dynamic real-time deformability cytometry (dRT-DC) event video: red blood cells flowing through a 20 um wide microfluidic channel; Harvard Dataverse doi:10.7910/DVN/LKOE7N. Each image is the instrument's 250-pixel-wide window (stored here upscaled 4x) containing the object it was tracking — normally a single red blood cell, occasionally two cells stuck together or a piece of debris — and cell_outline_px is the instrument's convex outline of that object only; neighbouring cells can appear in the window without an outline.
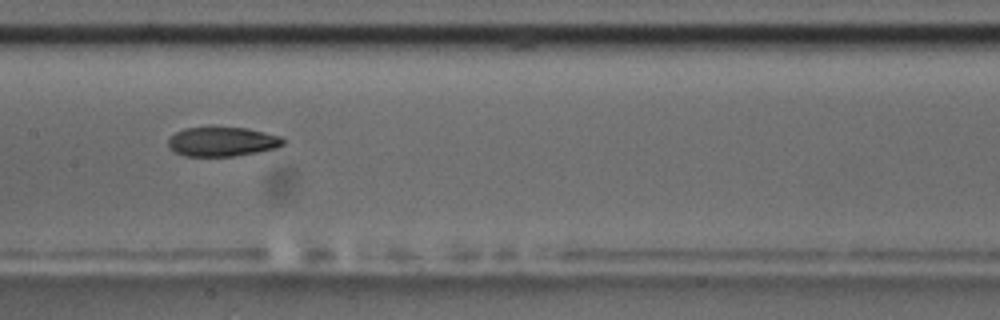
{"species": "common noctule bat (a hibernating species)", "species_latin": "Nyctalus noctula", "temperature_condition": "room temperature", "stored_images_in_passage": 11, "camera_frame_rate_fps": 3000, "um_per_image_px": 0.085, "animal": {"sex": "male", "body_mass_g": 17.5, "forearm_length_mm": 52.3}, "frame": {"image": 1, "passage_image": 4, "time_ms": 3.667, "image_size_px": [1000, 320], "cell_outline_px": [[288, 140], [284, 144], [276, 148], [236, 156], [184, 156], [168, 148], [168, 140], [176, 132], [184, 128], [208, 124], [212, 124], [248, 128], [280, 136]], "centroid_in_image_um": [18.88, 11.99], "position_along_channel_um": 188.5, "area_um2": 20.58}}
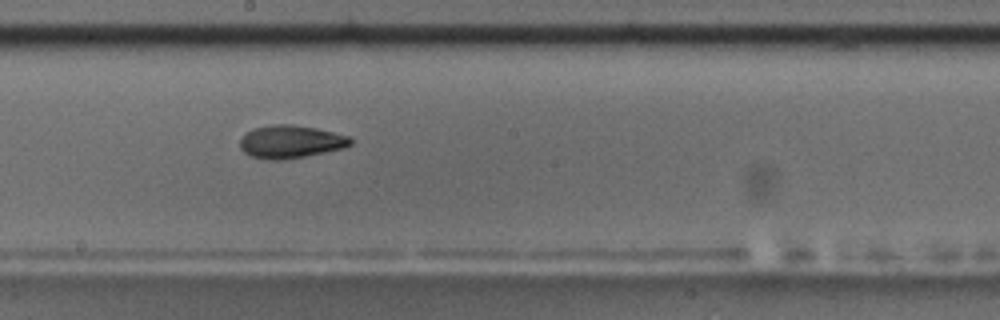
{"frame": {"image": 2, "passage_image": 5, "time_ms": 4.667, "image_size_px": [1000, 320], "cell_outline_px": [[352, 144], [344, 148], [304, 156], [280, 160], [272, 160], [252, 156], [244, 152], [240, 148], [240, 136], [244, 132], [252, 128], [272, 124], [292, 124], [316, 128], [352, 136]], "centroid_in_image_um": [24.69, 12.02], "position_along_channel_um": 223.5, "area_um2": 21.39}, "authors_computed_cell_mechanics": {"area_um2": 20.7502, "velocity_mm_per_s": 3.5072, "shape_relaxation_time_tau1_ms": 5.1916, "shape_relaxation_time_tau2_ms": 5.3472, "deformation_change_tau1": 0.1329, "deformation_change_tau2": 0.0869}}